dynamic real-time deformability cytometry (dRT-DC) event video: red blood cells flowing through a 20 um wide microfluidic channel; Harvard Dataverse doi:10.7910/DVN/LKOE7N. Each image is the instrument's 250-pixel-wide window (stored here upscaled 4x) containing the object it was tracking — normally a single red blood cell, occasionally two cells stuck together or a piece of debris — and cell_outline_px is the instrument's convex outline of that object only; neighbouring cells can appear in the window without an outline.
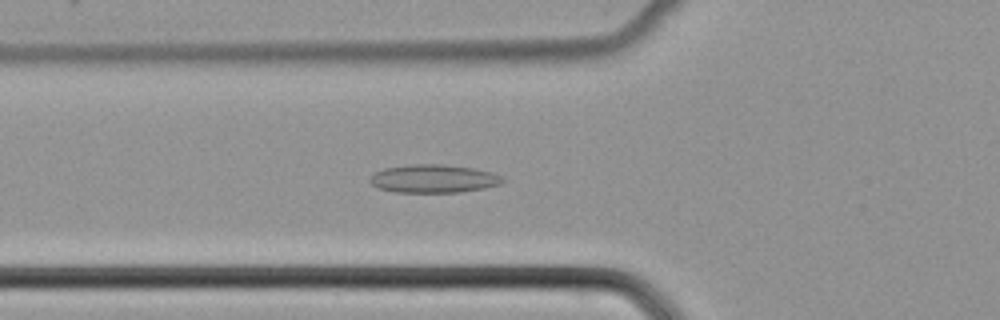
{"species": "common noctule bat (a hibernating species)", "species_latin": "Nyctalus noctula", "temperature_condition": "cold", "stored_images_in_passage": 46, "camera_frame_rate_fps": 3000, "um_per_image_px": 0.085, "animal": {"sex": "female", "body_mass_g": 22.7, "forearm_length_mm": 54.2}, "frame": {"image": 1, "passage_image": 14, "time_ms": 4.333, "image_size_px": [1000, 320], "cell_outline_px": [[504, 180], [500, 184], [484, 188], [460, 192], [396, 192], [380, 188], [372, 184], [368, 180], [376, 172], [384, 168], [412, 164], [444, 164], [472, 168], [492, 172], [500, 176]], "centroid_in_image_um": [36.85, 15.18], "position_along_channel_um": 88.9, "area_um2": 21.62}}
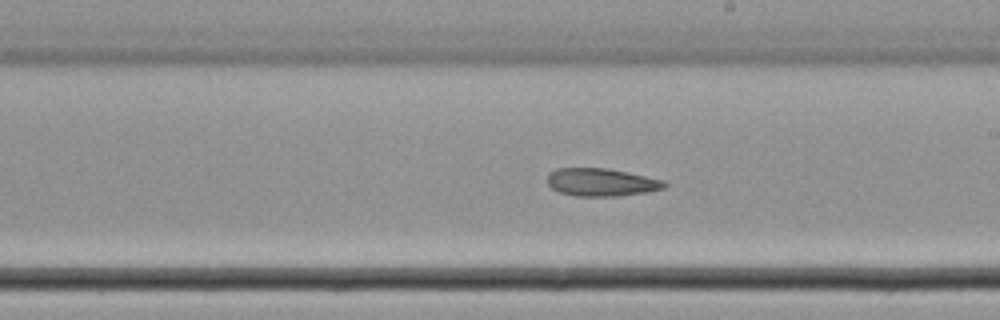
{"frame": {"image": 2, "passage_image": 25, "time_ms": 8.0, "image_size_px": [1000, 320], "cell_outline_px": [[668, 184], [664, 188], [648, 192], [620, 196], [576, 196], [560, 192], [552, 188], [548, 184], [548, 172], [556, 168], [608, 168], [664, 180]], "centroid_in_image_um": [51.12, 15.49], "position_along_channel_um": 237.9, "area_um2": 19.07}}
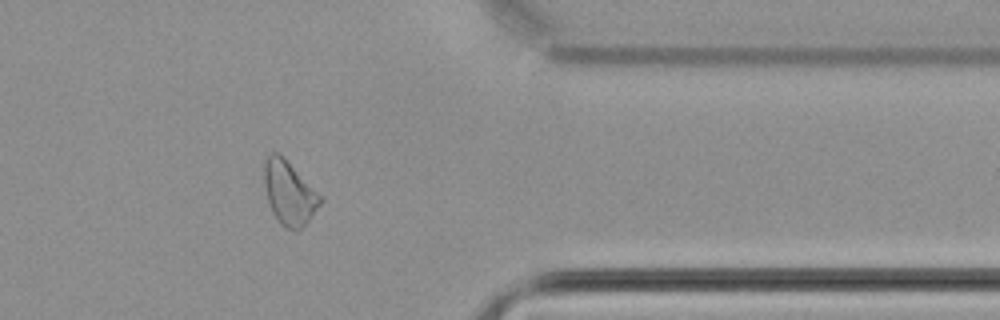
{"frame": {"image": 3, "passage_image": 37, "time_ms": 12.0, "image_size_px": [1000, 320], "cell_outline_px": [[324, 200], [312, 216], [300, 228], [284, 228], [280, 224], [272, 212], [268, 200], [264, 184], [264, 160], [268, 152], [276, 152], [284, 156], [324, 196]], "centroid_in_image_um": [24.6, 16.33], "position_along_channel_um": 386.8, "area_um2": 21.21}}